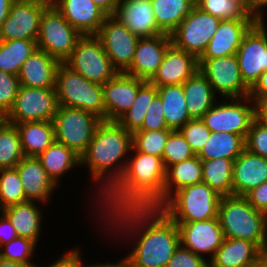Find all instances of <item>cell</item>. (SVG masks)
I'll list each match as a JSON object with an SVG mask.
<instances>
[{"label":"cell","mask_w":267,"mask_h":267,"mask_svg":"<svg viewBox=\"0 0 267 267\" xmlns=\"http://www.w3.org/2000/svg\"><path fill=\"white\" fill-rule=\"evenodd\" d=\"M101 220L117 237L135 239L136 245L126 255L134 267H166L180 245L177 224L160 208L124 207L102 215Z\"/></svg>","instance_id":"cell-1"},{"label":"cell","mask_w":267,"mask_h":267,"mask_svg":"<svg viewBox=\"0 0 267 267\" xmlns=\"http://www.w3.org/2000/svg\"><path fill=\"white\" fill-rule=\"evenodd\" d=\"M130 152L133 154H129L122 177L98 202L100 219L102 214L124 207L159 208L163 204L166 168L162 158L139 152L133 146Z\"/></svg>","instance_id":"cell-2"},{"label":"cell","mask_w":267,"mask_h":267,"mask_svg":"<svg viewBox=\"0 0 267 267\" xmlns=\"http://www.w3.org/2000/svg\"><path fill=\"white\" fill-rule=\"evenodd\" d=\"M132 146V133L117 121L102 120L97 126L91 142L80 156V166H88L91 179L101 185L97 188L100 190H97L98 194L96 192L98 201L99 195L102 198L122 177Z\"/></svg>","instance_id":"cell-3"},{"label":"cell","mask_w":267,"mask_h":267,"mask_svg":"<svg viewBox=\"0 0 267 267\" xmlns=\"http://www.w3.org/2000/svg\"><path fill=\"white\" fill-rule=\"evenodd\" d=\"M217 217L225 238L252 241L267 253V215L244 196H221Z\"/></svg>","instance_id":"cell-4"},{"label":"cell","mask_w":267,"mask_h":267,"mask_svg":"<svg viewBox=\"0 0 267 267\" xmlns=\"http://www.w3.org/2000/svg\"><path fill=\"white\" fill-rule=\"evenodd\" d=\"M221 199L206 183L186 186L173 193L159 208L174 222H196L216 218Z\"/></svg>","instance_id":"cell-5"},{"label":"cell","mask_w":267,"mask_h":267,"mask_svg":"<svg viewBox=\"0 0 267 267\" xmlns=\"http://www.w3.org/2000/svg\"><path fill=\"white\" fill-rule=\"evenodd\" d=\"M55 91L59 106L82 109L105 120L103 85L87 80L65 63L57 68Z\"/></svg>","instance_id":"cell-6"},{"label":"cell","mask_w":267,"mask_h":267,"mask_svg":"<svg viewBox=\"0 0 267 267\" xmlns=\"http://www.w3.org/2000/svg\"><path fill=\"white\" fill-rule=\"evenodd\" d=\"M101 122L102 119L91 112L58 106L53 119L55 141L81 156Z\"/></svg>","instance_id":"cell-7"},{"label":"cell","mask_w":267,"mask_h":267,"mask_svg":"<svg viewBox=\"0 0 267 267\" xmlns=\"http://www.w3.org/2000/svg\"><path fill=\"white\" fill-rule=\"evenodd\" d=\"M82 36L51 3L41 16L37 48L64 63Z\"/></svg>","instance_id":"cell-8"},{"label":"cell","mask_w":267,"mask_h":267,"mask_svg":"<svg viewBox=\"0 0 267 267\" xmlns=\"http://www.w3.org/2000/svg\"><path fill=\"white\" fill-rule=\"evenodd\" d=\"M218 101L203 115L202 120L211 132L234 133L244 139L256 119L255 102L248 96ZM250 103V104H249Z\"/></svg>","instance_id":"cell-9"},{"label":"cell","mask_w":267,"mask_h":267,"mask_svg":"<svg viewBox=\"0 0 267 267\" xmlns=\"http://www.w3.org/2000/svg\"><path fill=\"white\" fill-rule=\"evenodd\" d=\"M64 63L87 80L102 85L118 73L95 35L82 36Z\"/></svg>","instance_id":"cell-10"},{"label":"cell","mask_w":267,"mask_h":267,"mask_svg":"<svg viewBox=\"0 0 267 267\" xmlns=\"http://www.w3.org/2000/svg\"><path fill=\"white\" fill-rule=\"evenodd\" d=\"M220 21L195 5L170 34L171 43L198 60L217 31Z\"/></svg>","instance_id":"cell-11"},{"label":"cell","mask_w":267,"mask_h":267,"mask_svg":"<svg viewBox=\"0 0 267 267\" xmlns=\"http://www.w3.org/2000/svg\"><path fill=\"white\" fill-rule=\"evenodd\" d=\"M58 106L55 88L20 86L12 108L3 119L11 124L53 122Z\"/></svg>","instance_id":"cell-12"},{"label":"cell","mask_w":267,"mask_h":267,"mask_svg":"<svg viewBox=\"0 0 267 267\" xmlns=\"http://www.w3.org/2000/svg\"><path fill=\"white\" fill-rule=\"evenodd\" d=\"M198 70L208 80L215 95L222 98L248 97L250 88L243 81L236 54L198 59Z\"/></svg>","instance_id":"cell-13"},{"label":"cell","mask_w":267,"mask_h":267,"mask_svg":"<svg viewBox=\"0 0 267 267\" xmlns=\"http://www.w3.org/2000/svg\"><path fill=\"white\" fill-rule=\"evenodd\" d=\"M264 22L265 17L258 19L244 35L236 53L241 77L249 88L267 70V25Z\"/></svg>","instance_id":"cell-14"},{"label":"cell","mask_w":267,"mask_h":267,"mask_svg":"<svg viewBox=\"0 0 267 267\" xmlns=\"http://www.w3.org/2000/svg\"><path fill=\"white\" fill-rule=\"evenodd\" d=\"M51 0H15L0 29V40H36L41 16Z\"/></svg>","instance_id":"cell-15"},{"label":"cell","mask_w":267,"mask_h":267,"mask_svg":"<svg viewBox=\"0 0 267 267\" xmlns=\"http://www.w3.org/2000/svg\"><path fill=\"white\" fill-rule=\"evenodd\" d=\"M95 36L101 41L112 66L118 72H125L131 65L139 37L112 15L105 18Z\"/></svg>","instance_id":"cell-16"},{"label":"cell","mask_w":267,"mask_h":267,"mask_svg":"<svg viewBox=\"0 0 267 267\" xmlns=\"http://www.w3.org/2000/svg\"><path fill=\"white\" fill-rule=\"evenodd\" d=\"M179 229L180 244L193 253L210 260L225 237L218 217L196 222H175ZM205 254V255H204Z\"/></svg>","instance_id":"cell-17"},{"label":"cell","mask_w":267,"mask_h":267,"mask_svg":"<svg viewBox=\"0 0 267 267\" xmlns=\"http://www.w3.org/2000/svg\"><path fill=\"white\" fill-rule=\"evenodd\" d=\"M145 80L118 72L103 84L105 121H117L133 105L139 87Z\"/></svg>","instance_id":"cell-18"},{"label":"cell","mask_w":267,"mask_h":267,"mask_svg":"<svg viewBox=\"0 0 267 267\" xmlns=\"http://www.w3.org/2000/svg\"><path fill=\"white\" fill-rule=\"evenodd\" d=\"M170 44L168 34L139 38L131 65L124 73L149 81L162 63Z\"/></svg>","instance_id":"cell-19"},{"label":"cell","mask_w":267,"mask_h":267,"mask_svg":"<svg viewBox=\"0 0 267 267\" xmlns=\"http://www.w3.org/2000/svg\"><path fill=\"white\" fill-rule=\"evenodd\" d=\"M198 71V60L172 43L167 47L163 61L149 80L156 87L184 84Z\"/></svg>","instance_id":"cell-20"},{"label":"cell","mask_w":267,"mask_h":267,"mask_svg":"<svg viewBox=\"0 0 267 267\" xmlns=\"http://www.w3.org/2000/svg\"><path fill=\"white\" fill-rule=\"evenodd\" d=\"M64 19L81 35H96L108 16L92 0H51Z\"/></svg>","instance_id":"cell-21"},{"label":"cell","mask_w":267,"mask_h":267,"mask_svg":"<svg viewBox=\"0 0 267 267\" xmlns=\"http://www.w3.org/2000/svg\"><path fill=\"white\" fill-rule=\"evenodd\" d=\"M112 16L139 38L164 34L156 24L151 0H119Z\"/></svg>","instance_id":"cell-22"},{"label":"cell","mask_w":267,"mask_h":267,"mask_svg":"<svg viewBox=\"0 0 267 267\" xmlns=\"http://www.w3.org/2000/svg\"><path fill=\"white\" fill-rule=\"evenodd\" d=\"M258 19L221 20L218 29L199 59H212L237 53L244 35Z\"/></svg>","instance_id":"cell-23"},{"label":"cell","mask_w":267,"mask_h":267,"mask_svg":"<svg viewBox=\"0 0 267 267\" xmlns=\"http://www.w3.org/2000/svg\"><path fill=\"white\" fill-rule=\"evenodd\" d=\"M266 181L267 158L245 148L233 163L232 195L245 196Z\"/></svg>","instance_id":"cell-24"},{"label":"cell","mask_w":267,"mask_h":267,"mask_svg":"<svg viewBox=\"0 0 267 267\" xmlns=\"http://www.w3.org/2000/svg\"><path fill=\"white\" fill-rule=\"evenodd\" d=\"M27 201L45 205L58 186L48 176L37 157H24L15 167ZM42 202V203H41Z\"/></svg>","instance_id":"cell-25"},{"label":"cell","mask_w":267,"mask_h":267,"mask_svg":"<svg viewBox=\"0 0 267 267\" xmlns=\"http://www.w3.org/2000/svg\"><path fill=\"white\" fill-rule=\"evenodd\" d=\"M59 64L57 59L37 48L22 64L18 74L20 86L55 88Z\"/></svg>","instance_id":"cell-26"},{"label":"cell","mask_w":267,"mask_h":267,"mask_svg":"<svg viewBox=\"0 0 267 267\" xmlns=\"http://www.w3.org/2000/svg\"><path fill=\"white\" fill-rule=\"evenodd\" d=\"M263 254L252 241L225 238L209 260V267H250Z\"/></svg>","instance_id":"cell-27"},{"label":"cell","mask_w":267,"mask_h":267,"mask_svg":"<svg viewBox=\"0 0 267 267\" xmlns=\"http://www.w3.org/2000/svg\"><path fill=\"white\" fill-rule=\"evenodd\" d=\"M34 201H26L8 206L1 212L9 219L17 232L18 237H24L39 242L40 233L43 232V213Z\"/></svg>","instance_id":"cell-28"},{"label":"cell","mask_w":267,"mask_h":267,"mask_svg":"<svg viewBox=\"0 0 267 267\" xmlns=\"http://www.w3.org/2000/svg\"><path fill=\"white\" fill-rule=\"evenodd\" d=\"M15 126L26 157H37L55 142V128L51 121L23 122Z\"/></svg>","instance_id":"cell-29"},{"label":"cell","mask_w":267,"mask_h":267,"mask_svg":"<svg viewBox=\"0 0 267 267\" xmlns=\"http://www.w3.org/2000/svg\"><path fill=\"white\" fill-rule=\"evenodd\" d=\"M183 90L191 119H202L218 100L208 80L199 70L183 84Z\"/></svg>","instance_id":"cell-30"},{"label":"cell","mask_w":267,"mask_h":267,"mask_svg":"<svg viewBox=\"0 0 267 267\" xmlns=\"http://www.w3.org/2000/svg\"><path fill=\"white\" fill-rule=\"evenodd\" d=\"M157 91L163 104L167 127L173 131L180 130L191 120L187 111L183 84L157 87Z\"/></svg>","instance_id":"cell-31"},{"label":"cell","mask_w":267,"mask_h":267,"mask_svg":"<svg viewBox=\"0 0 267 267\" xmlns=\"http://www.w3.org/2000/svg\"><path fill=\"white\" fill-rule=\"evenodd\" d=\"M37 159L57 186L65 173L80 166V156L72 149L56 141L39 154Z\"/></svg>","instance_id":"cell-32"},{"label":"cell","mask_w":267,"mask_h":267,"mask_svg":"<svg viewBox=\"0 0 267 267\" xmlns=\"http://www.w3.org/2000/svg\"><path fill=\"white\" fill-rule=\"evenodd\" d=\"M202 182V160L196 155L191 159L171 165L166 170L163 203L183 187Z\"/></svg>","instance_id":"cell-33"},{"label":"cell","mask_w":267,"mask_h":267,"mask_svg":"<svg viewBox=\"0 0 267 267\" xmlns=\"http://www.w3.org/2000/svg\"><path fill=\"white\" fill-rule=\"evenodd\" d=\"M158 28L170 35L195 6V0H151Z\"/></svg>","instance_id":"cell-34"},{"label":"cell","mask_w":267,"mask_h":267,"mask_svg":"<svg viewBox=\"0 0 267 267\" xmlns=\"http://www.w3.org/2000/svg\"><path fill=\"white\" fill-rule=\"evenodd\" d=\"M245 149V139L234 133L211 132L209 139L197 155L202 161L228 158L236 159Z\"/></svg>","instance_id":"cell-35"},{"label":"cell","mask_w":267,"mask_h":267,"mask_svg":"<svg viewBox=\"0 0 267 267\" xmlns=\"http://www.w3.org/2000/svg\"><path fill=\"white\" fill-rule=\"evenodd\" d=\"M234 160L218 158L202 161V182L221 196H231Z\"/></svg>","instance_id":"cell-36"},{"label":"cell","mask_w":267,"mask_h":267,"mask_svg":"<svg viewBox=\"0 0 267 267\" xmlns=\"http://www.w3.org/2000/svg\"><path fill=\"white\" fill-rule=\"evenodd\" d=\"M36 49V40H0V70L18 76L22 64Z\"/></svg>","instance_id":"cell-37"},{"label":"cell","mask_w":267,"mask_h":267,"mask_svg":"<svg viewBox=\"0 0 267 267\" xmlns=\"http://www.w3.org/2000/svg\"><path fill=\"white\" fill-rule=\"evenodd\" d=\"M157 94V87L149 81H145L139 87L131 108L117 122L132 134L138 131L144 122L149 105Z\"/></svg>","instance_id":"cell-38"},{"label":"cell","mask_w":267,"mask_h":267,"mask_svg":"<svg viewBox=\"0 0 267 267\" xmlns=\"http://www.w3.org/2000/svg\"><path fill=\"white\" fill-rule=\"evenodd\" d=\"M24 157L15 124L0 118V170L15 168Z\"/></svg>","instance_id":"cell-39"},{"label":"cell","mask_w":267,"mask_h":267,"mask_svg":"<svg viewBox=\"0 0 267 267\" xmlns=\"http://www.w3.org/2000/svg\"><path fill=\"white\" fill-rule=\"evenodd\" d=\"M195 5L220 20L257 19L248 10L245 0H195Z\"/></svg>","instance_id":"cell-40"},{"label":"cell","mask_w":267,"mask_h":267,"mask_svg":"<svg viewBox=\"0 0 267 267\" xmlns=\"http://www.w3.org/2000/svg\"><path fill=\"white\" fill-rule=\"evenodd\" d=\"M25 192L16 168L0 170V211L26 202Z\"/></svg>","instance_id":"cell-41"},{"label":"cell","mask_w":267,"mask_h":267,"mask_svg":"<svg viewBox=\"0 0 267 267\" xmlns=\"http://www.w3.org/2000/svg\"><path fill=\"white\" fill-rule=\"evenodd\" d=\"M172 131H136L132 134L133 147L139 152L162 158L167 138Z\"/></svg>","instance_id":"cell-42"},{"label":"cell","mask_w":267,"mask_h":267,"mask_svg":"<svg viewBox=\"0 0 267 267\" xmlns=\"http://www.w3.org/2000/svg\"><path fill=\"white\" fill-rule=\"evenodd\" d=\"M196 156L179 130L172 131L166 141L162 160L166 170L176 163Z\"/></svg>","instance_id":"cell-43"},{"label":"cell","mask_w":267,"mask_h":267,"mask_svg":"<svg viewBox=\"0 0 267 267\" xmlns=\"http://www.w3.org/2000/svg\"><path fill=\"white\" fill-rule=\"evenodd\" d=\"M37 244L31 239L16 237L0 247V257L16 262L33 263L31 262V257H33L32 255L36 251Z\"/></svg>","instance_id":"cell-44"},{"label":"cell","mask_w":267,"mask_h":267,"mask_svg":"<svg viewBox=\"0 0 267 267\" xmlns=\"http://www.w3.org/2000/svg\"><path fill=\"white\" fill-rule=\"evenodd\" d=\"M179 131L195 155L201 152L211 134L202 119H191Z\"/></svg>","instance_id":"cell-45"},{"label":"cell","mask_w":267,"mask_h":267,"mask_svg":"<svg viewBox=\"0 0 267 267\" xmlns=\"http://www.w3.org/2000/svg\"><path fill=\"white\" fill-rule=\"evenodd\" d=\"M20 87L17 75L0 70V118H3L12 108Z\"/></svg>","instance_id":"cell-46"},{"label":"cell","mask_w":267,"mask_h":267,"mask_svg":"<svg viewBox=\"0 0 267 267\" xmlns=\"http://www.w3.org/2000/svg\"><path fill=\"white\" fill-rule=\"evenodd\" d=\"M245 148L253 154L267 158V128L255 119L245 138Z\"/></svg>","instance_id":"cell-47"},{"label":"cell","mask_w":267,"mask_h":267,"mask_svg":"<svg viewBox=\"0 0 267 267\" xmlns=\"http://www.w3.org/2000/svg\"><path fill=\"white\" fill-rule=\"evenodd\" d=\"M171 130L167 127L164 119L163 104L160 96L157 94L145 115L144 122L138 131H158Z\"/></svg>","instance_id":"cell-48"},{"label":"cell","mask_w":267,"mask_h":267,"mask_svg":"<svg viewBox=\"0 0 267 267\" xmlns=\"http://www.w3.org/2000/svg\"><path fill=\"white\" fill-rule=\"evenodd\" d=\"M166 267H209V260L193 253L180 244L175 249Z\"/></svg>","instance_id":"cell-49"},{"label":"cell","mask_w":267,"mask_h":267,"mask_svg":"<svg viewBox=\"0 0 267 267\" xmlns=\"http://www.w3.org/2000/svg\"><path fill=\"white\" fill-rule=\"evenodd\" d=\"M76 248L67 251L65 254L60 256V258H57L55 262L48 265L46 267H92V264L85 265L83 263L82 257H81V250H78L77 246Z\"/></svg>","instance_id":"cell-50"},{"label":"cell","mask_w":267,"mask_h":267,"mask_svg":"<svg viewBox=\"0 0 267 267\" xmlns=\"http://www.w3.org/2000/svg\"><path fill=\"white\" fill-rule=\"evenodd\" d=\"M258 211L267 215V181L244 196Z\"/></svg>","instance_id":"cell-51"},{"label":"cell","mask_w":267,"mask_h":267,"mask_svg":"<svg viewBox=\"0 0 267 267\" xmlns=\"http://www.w3.org/2000/svg\"><path fill=\"white\" fill-rule=\"evenodd\" d=\"M249 97L255 103L267 100V70L261 73L259 79L250 88Z\"/></svg>","instance_id":"cell-52"},{"label":"cell","mask_w":267,"mask_h":267,"mask_svg":"<svg viewBox=\"0 0 267 267\" xmlns=\"http://www.w3.org/2000/svg\"><path fill=\"white\" fill-rule=\"evenodd\" d=\"M18 237L9 219L0 211V247Z\"/></svg>","instance_id":"cell-53"},{"label":"cell","mask_w":267,"mask_h":267,"mask_svg":"<svg viewBox=\"0 0 267 267\" xmlns=\"http://www.w3.org/2000/svg\"><path fill=\"white\" fill-rule=\"evenodd\" d=\"M248 10L257 18L264 17V9H267V0H245ZM261 9V10H260Z\"/></svg>","instance_id":"cell-54"},{"label":"cell","mask_w":267,"mask_h":267,"mask_svg":"<svg viewBox=\"0 0 267 267\" xmlns=\"http://www.w3.org/2000/svg\"><path fill=\"white\" fill-rule=\"evenodd\" d=\"M100 7L108 16L113 15L117 8L119 0H92Z\"/></svg>","instance_id":"cell-55"},{"label":"cell","mask_w":267,"mask_h":267,"mask_svg":"<svg viewBox=\"0 0 267 267\" xmlns=\"http://www.w3.org/2000/svg\"><path fill=\"white\" fill-rule=\"evenodd\" d=\"M256 119L267 128V100L257 102Z\"/></svg>","instance_id":"cell-56"},{"label":"cell","mask_w":267,"mask_h":267,"mask_svg":"<svg viewBox=\"0 0 267 267\" xmlns=\"http://www.w3.org/2000/svg\"><path fill=\"white\" fill-rule=\"evenodd\" d=\"M15 0H0V29L9 15V10Z\"/></svg>","instance_id":"cell-57"},{"label":"cell","mask_w":267,"mask_h":267,"mask_svg":"<svg viewBox=\"0 0 267 267\" xmlns=\"http://www.w3.org/2000/svg\"><path fill=\"white\" fill-rule=\"evenodd\" d=\"M92 267H134L130 259L125 255L119 262L113 263H96Z\"/></svg>","instance_id":"cell-58"},{"label":"cell","mask_w":267,"mask_h":267,"mask_svg":"<svg viewBox=\"0 0 267 267\" xmlns=\"http://www.w3.org/2000/svg\"><path fill=\"white\" fill-rule=\"evenodd\" d=\"M36 263H22L6 260L0 257V267H39Z\"/></svg>","instance_id":"cell-59"},{"label":"cell","mask_w":267,"mask_h":267,"mask_svg":"<svg viewBox=\"0 0 267 267\" xmlns=\"http://www.w3.org/2000/svg\"><path fill=\"white\" fill-rule=\"evenodd\" d=\"M250 267H267V253H264L256 262Z\"/></svg>","instance_id":"cell-60"}]
</instances>
